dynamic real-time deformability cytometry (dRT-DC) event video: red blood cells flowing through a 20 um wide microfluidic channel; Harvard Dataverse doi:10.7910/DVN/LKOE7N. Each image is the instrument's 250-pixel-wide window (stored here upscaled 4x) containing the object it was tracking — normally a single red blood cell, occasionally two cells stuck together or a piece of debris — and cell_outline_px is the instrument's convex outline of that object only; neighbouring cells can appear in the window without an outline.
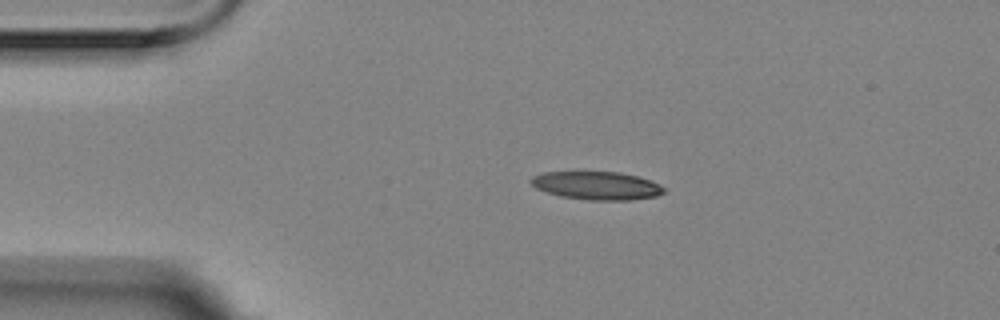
{"species": "Egyptian fruit bat (a non-hibernating species)", "species_latin": "Rousettus aegyptiacus", "temperature_condition": "room temperature", "stored_images_in_passage": 46, "camera_frame_rate_fps": 3000, "um_per_image_px": 0.085, "animal": {"sex": "female"}, "frame": {"image": 1, "passage_image": 1, "time_ms": 0.0, "image_size_px": [1000, 320], "cell_outline_px": [[664, 192], [656, 196], [632, 200], [588, 200], [560, 196], [536, 188], [528, 180], [532, 176], [544, 172], [620, 172], [652, 180], [660, 184], [664, 188]], "centroid_in_image_um": [50.73, 15.77], "position_along_channel_um": 34.3, "area_um2": 21.85}}
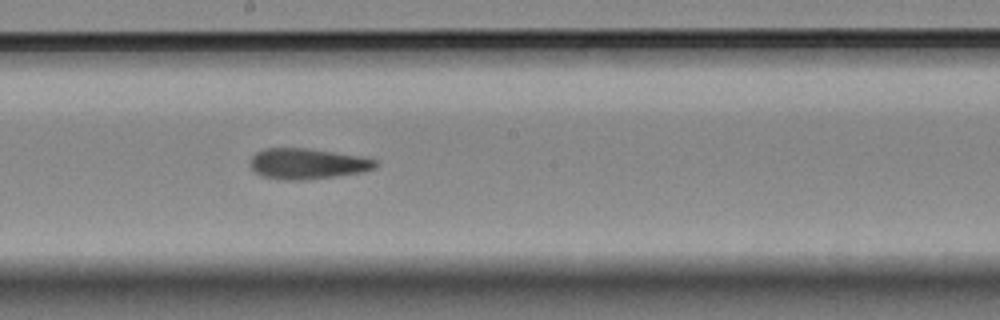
{"frame": {"image": 2, "passage_image": 20, "time_ms": 6.333, "image_size_px": [1000, 320], "cell_outline_px": [[376, 168], [360, 172], [332, 176], [300, 180], [284, 180], [264, 176], [256, 172], [248, 164], [252, 156], [256, 152], [264, 148], [308, 148], [360, 156], [376, 160]], "centroid_in_image_um": [26.08, 13.9], "position_along_channel_um": 222.1, "area_um2": 22.14}}
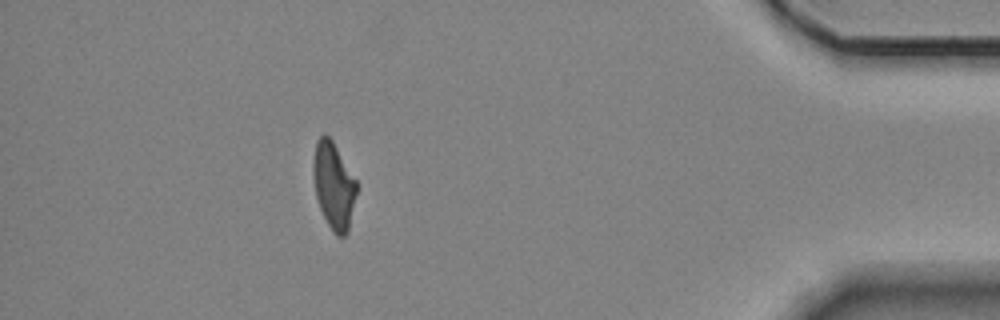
{"frame": {"image": 3, "passage_image": 40, "time_ms": 13.0, "image_size_px": [1000, 320], "cell_outline_px": [[356, 196], [348, 232], [344, 236], [336, 236], [332, 232], [320, 208], [316, 196], [312, 172], [312, 164], [316, 140], [324, 132], [332, 140], [356, 180]], "centroid_in_image_um": [28.34, 15.77], "position_along_channel_um": 406.9, "area_um2": 21.91}, "authors_computed_cell_mechanics": {"area_um2": 22.5709, "velocity_mm_per_s": 3.5254, "shape_relaxation_time_tau1_ms": null, "shape_relaxation_time_tau2_ms": 3.927, "deformation_change_tau1": null, "deformation_change_tau2": 0.1278}}